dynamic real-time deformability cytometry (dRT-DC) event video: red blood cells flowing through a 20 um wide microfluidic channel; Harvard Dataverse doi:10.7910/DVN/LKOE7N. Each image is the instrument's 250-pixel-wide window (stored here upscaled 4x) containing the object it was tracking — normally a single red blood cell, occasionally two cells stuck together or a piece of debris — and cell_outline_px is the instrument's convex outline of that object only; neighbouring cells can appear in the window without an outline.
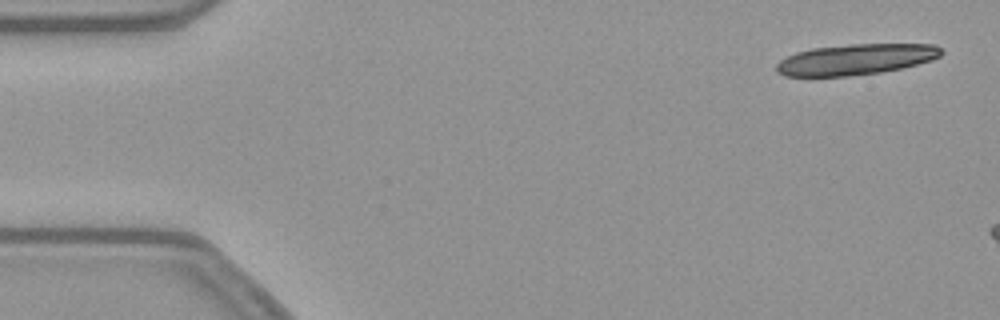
{"species": "common noctule bat (a hibernating species)", "species_latin": "Nyctalus noctula", "temperature_condition": "warm", "stored_images_in_passage": 8, "camera_frame_rate_fps": 3000, "um_per_image_px": 0.085, "animal": {"sex": "female", "body_mass_g": 21.9}, "frame": {"image": 1, "passage_image": 2, "time_ms": 0.333, "image_size_px": [1000, 320], "cell_outline_px": [[944, 52], [940, 56], [932, 60], [900, 68], [880, 72], [848, 76], [784, 76], [776, 72], [776, 64], [780, 60], [796, 52], [812, 48], [852, 44], [936, 44]], "centroid_in_image_um": [72.73, 5.04], "position_along_channel_um": 12.3, "area_um2": 29.54}}